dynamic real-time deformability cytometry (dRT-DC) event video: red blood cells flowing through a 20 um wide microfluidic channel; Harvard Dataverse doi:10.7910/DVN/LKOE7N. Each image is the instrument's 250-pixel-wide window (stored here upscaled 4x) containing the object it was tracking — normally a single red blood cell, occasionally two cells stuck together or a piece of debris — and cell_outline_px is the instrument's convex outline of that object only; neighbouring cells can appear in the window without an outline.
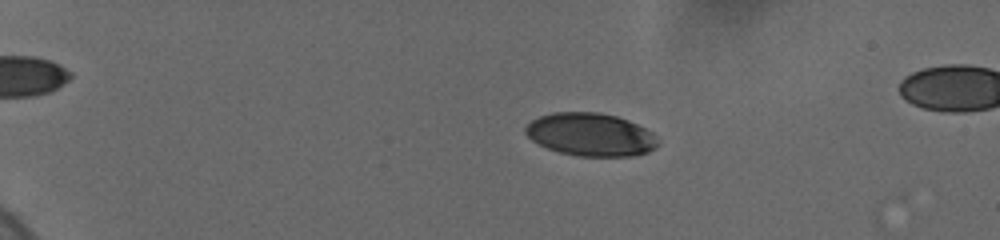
{"species": "human", "species_latin": "Homo sapiens", "temperature_condition": "cold", "stored_images_in_passage": 27, "camera_frame_rate_fps": 3000, "um_per_image_px": 0.085, "donor": {"sex": "female"}, "frame": {"image": 1, "passage_image": 10, "time_ms": 4.333, "image_size_px": [1000, 240], "cell_outline_px": [[660, 144], [656, 148], [648, 152], [636, 156], [576, 156], [560, 152], [548, 148], [532, 140], [524, 132], [524, 128], [532, 120], [540, 116], [552, 112], [600, 112], [616, 116], [628, 120], [652, 132], [656, 136]], "centroid_in_image_um": [50.23, 11.44], "position_along_channel_um": 34.8, "area_um2": 33.29}}
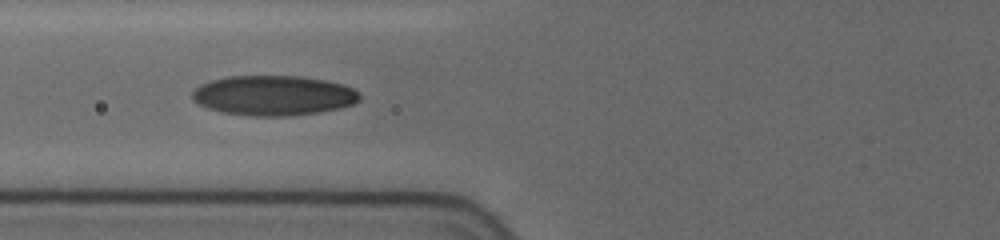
{"frame": {"image": 2, "passage_image": 22, "time_ms": 8.667, "image_size_px": [1000, 240], "cell_outline_px": [[360, 100], [352, 104], [340, 108], [320, 112], [292, 116], [248, 116], [224, 112], [208, 108], [192, 100], [192, 92], [200, 84], [212, 80], [228, 76], [296, 76], [324, 80], [340, 84], [352, 88], [360, 92]], "centroid_in_image_um": [23.25, 8.12], "position_along_channel_um": 102.6, "area_um2": 38.96}}
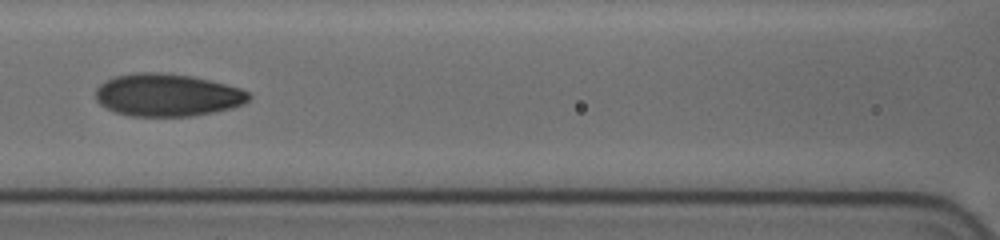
{"frame": {"image": 3, "passage_image": 25, "time_ms": 10.0, "image_size_px": [1000, 240], "cell_outline_px": [[252, 96], [244, 104], [232, 108], [216, 112], [188, 116], [132, 116], [116, 112], [100, 104], [96, 100], [96, 88], [100, 84], [116, 76], [136, 72], [160, 72], [192, 76], [240, 88], [248, 92]], "centroid_in_image_um": [14.24, 8.08], "position_along_channel_um": 152.4, "area_um2": 37.92}}